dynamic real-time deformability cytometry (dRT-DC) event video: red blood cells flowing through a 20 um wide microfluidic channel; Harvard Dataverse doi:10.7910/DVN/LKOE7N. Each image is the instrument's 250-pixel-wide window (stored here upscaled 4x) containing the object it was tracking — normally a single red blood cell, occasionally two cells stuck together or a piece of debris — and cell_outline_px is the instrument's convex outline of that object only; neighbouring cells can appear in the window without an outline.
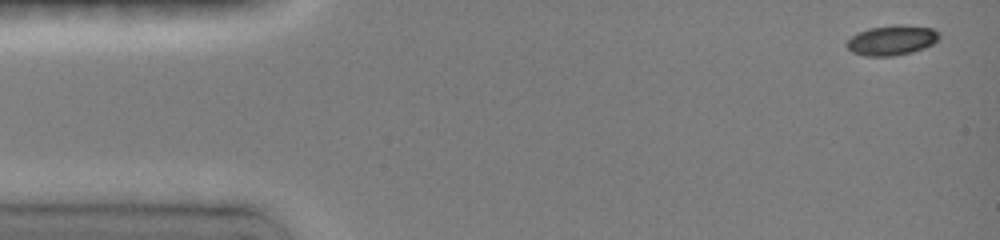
{"species": "common noctule bat (a hibernating species)", "species_latin": "Nyctalus noctula", "temperature_condition": "room temperature", "stored_images_in_passage": 6, "camera_frame_rate_fps": 3000, "um_per_image_px": 0.085, "animal": {"sex": "female", "body_mass_g": 19.0, "forearm_length_mm": 51.5}, "frame": {"image": 1, "passage_image": 1, "time_ms": 0.0, "image_size_px": [1000, 240], "cell_outline_px": [[940, 36], [932, 44], [924, 48], [912, 52], [892, 56], [864, 56], [852, 52], [844, 44], [852, 36], [868, 28], [932, 28], [940, 32]], "centroid_in_image_um": [75.76, 3.49], "position_along_channel_um": 9.2, "area_um2": 15.2}}
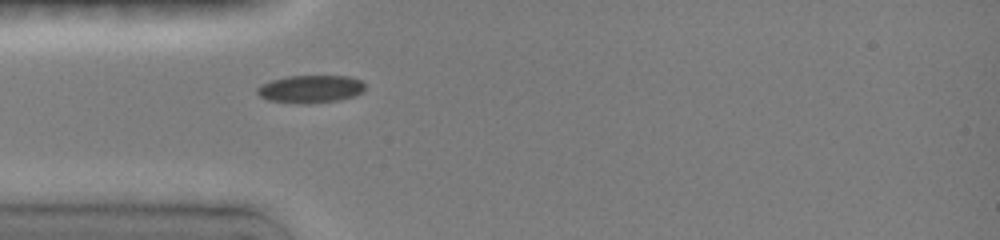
{"frame": {"image": 2, "passage_image": 6, "time_ms": 4.0, "image_size_px": [1000, 240], "cell_outline_px": [[364, 88], [360, 92], [352, 96], [336, 100], [308, 104], [304, 104], [268, 100], [260, 96], [256, 92], [256, 88], [272, 80], [288, 76], [344, 76], [360, 80], [364, 84]], "centroid_in_image_um": [26.35, 7.57], "position_along_channel_um": 58.7, "area_um2": 17.05}}